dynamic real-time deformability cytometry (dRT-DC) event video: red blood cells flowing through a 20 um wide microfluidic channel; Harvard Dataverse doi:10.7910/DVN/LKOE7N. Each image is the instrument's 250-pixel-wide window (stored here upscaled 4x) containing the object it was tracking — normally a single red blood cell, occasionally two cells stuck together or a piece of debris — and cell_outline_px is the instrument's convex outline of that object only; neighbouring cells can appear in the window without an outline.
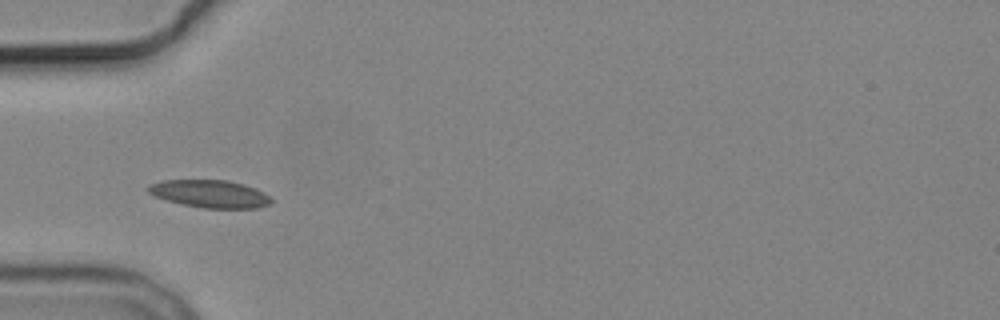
{"species": "common noctule bat (a hibernating species)", "species_latin": "Nyctalus noctula", "temperature_condition": "cold", "stored_images_in_passage": 6, "camera_frame_rate_fps": 3000, "um_per_image_px": 0.085, "animal": {"sex": "male", "body_mass_g": 19.2, "forearm_length_mm": 51.8}, "frame": {"image": 1, "passage_image": 5, "time_ms": 4.667, "image_size_px": [1000, 320], "cell_outline_px": [[272, 204], [256, 208], [204, 208], [180, 204], [156, 196], [148, 192], [148, 184], [164, 180], [228, 180], [244, 184], [264, 192], [272, 200]], "centroid_in_image_um": [17.86, 16.47], "position_along_channel_um": 67.1, "area_um2": 19.77}}
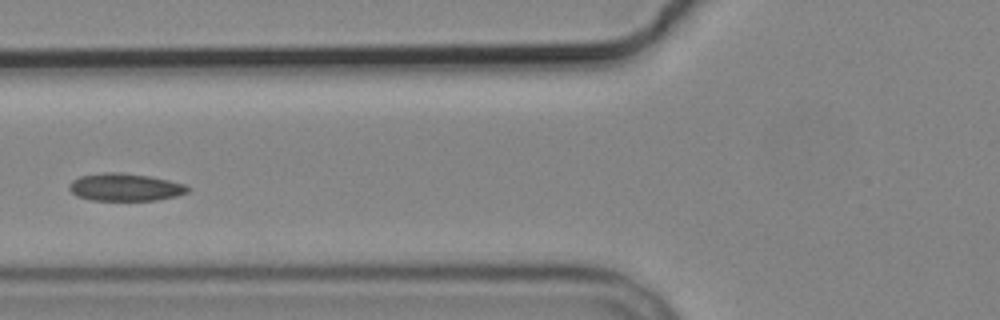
{"frame": {"image": 2, "passage_image": 6, "time_ms": 6.0, "image_size_px": [1000, 320], "cell_outline_px": [[192, 188], [188, 192], [176, 196], [156, 200], [92, 200], [76, 196], [68, 188], [68, 184], [72, 180], [80, 176], [104, 172], [120, 172], [148, 176], [168, 180], [184, 184]], "centroid_in_image_um": [10.62, 15.91], "position_along_channel_um": 115.2, "area_um2": 19.07}}